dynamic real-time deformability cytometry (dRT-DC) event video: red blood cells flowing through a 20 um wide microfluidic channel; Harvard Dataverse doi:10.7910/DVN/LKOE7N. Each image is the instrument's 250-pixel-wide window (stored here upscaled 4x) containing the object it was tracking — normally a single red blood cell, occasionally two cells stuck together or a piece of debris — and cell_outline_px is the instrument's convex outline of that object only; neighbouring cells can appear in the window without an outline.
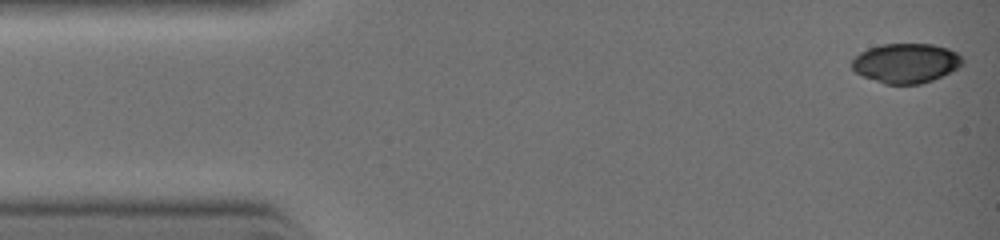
{"species": "common noctule bat (a hibernating species)", "species_latin": "Nyctalus noctula", "temperature_condition": "warm", "stored_images_in_passage": 21, "camera_frame_rate_fps": 3000, "um_per_image_px": 0.085, "animal": {"sex": "female", "body_mass_g": 19.0, "forearm_length_mm": 51.5}, "frame": {"image": 1, "passage_image": 1, "time_ms": 0.0, "image_size_px": [1000, 240], "cell_outline_px": [[964, 64], [932, 80], [920, 84], [884, 84], [864, 76], [856, 72], [852, 68], [852, 60], [860, 52], [868, 48], [880, 44], [932, 44], [948, 48], [956, 52], [964, 60]], "centroid_in_image_um": [77.0, 5.36], "position_along_channel_um": 8.0, "area_um2": 25.37}}
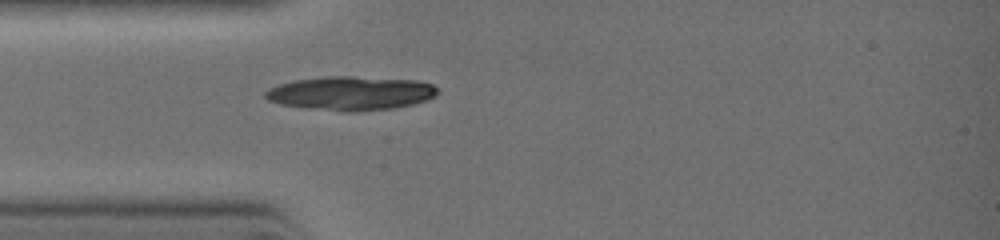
{"frame": {"image": 2, "passage_image": 15, "time_ms": 2.667, "image_size_px": [1000, 240], "cell_outline_px": [[440, 92], [436, 96], [412, 104], [396, 108], [356, 112], [340, 112], [280, 104], [268, 100], [264, 96], [264, 92], [280, 84], [296, 80], [328, 76], [352, 76], [416, 80], [432, 84]], "centroid_in_image_um": [29.85, 7.93], "position_along_channel_um": 55.2, "area_um2": 34.04}}